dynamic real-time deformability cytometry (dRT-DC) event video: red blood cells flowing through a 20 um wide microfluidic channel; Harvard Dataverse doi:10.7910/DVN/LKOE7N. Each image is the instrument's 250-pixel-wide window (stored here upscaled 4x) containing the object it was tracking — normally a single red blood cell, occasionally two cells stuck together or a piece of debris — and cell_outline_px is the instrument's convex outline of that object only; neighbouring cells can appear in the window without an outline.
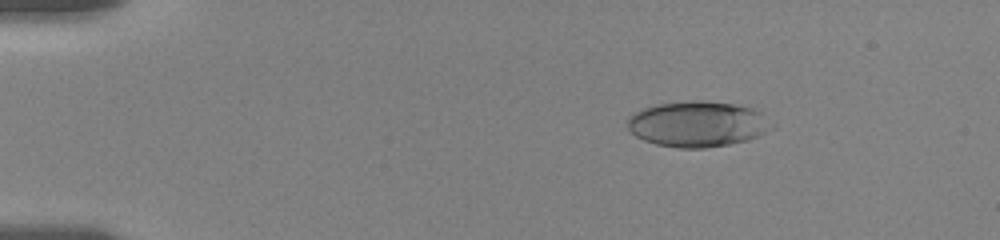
{"species": "human", "species_latin": "Homo sapiens", "temperature_condition": "room temperature", "stored_images_in_passage": 12, "camera_frame_rate_fps": 3000, "um_per_image_px": 0.085, "donor": {"sex": "female"}, "frame": {"image": 1, "passage_image": 3, "time_ms": 2.333, "image_size_px": [1000, 240], "cell_outline_px": [[776, 128], [760, 136], [748, 140], [728, 144], [704, 148], [680, 148], [656, 144], [644, 140], [636, 136], [628, 128], [628, 116], [652, 104], [692, 100], [700, 100], [736, 104], [752, 108], [760, 112], [776, 124]], "centroid_in_image_um": [59.35, 10.53], "position_along_channel_um": 25.6, "area_um2": 38.84}}
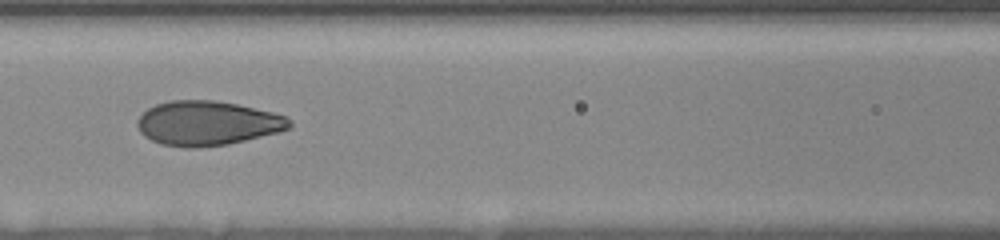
{"frame": {"image": 2, "passage_image": 8, "time_ms": 8.0, "image_size_px": [1000, 240], "cell_outline_px": [[292, 124], [288, 128], [280, 132], [228, 144], [196, 148], [188, 148], [160, 144], [144, 136], [140, 132], [136, 124], [136, 120], [148, 108], [156, 104], [172, 100], [216, 100], [236, 104], [272, 112], [288, 116], [292, 120]], "centroid_in_image_um": [17.63, 10.47], "position_along_channel_um": 149.0, "area_um2": 39.59}}
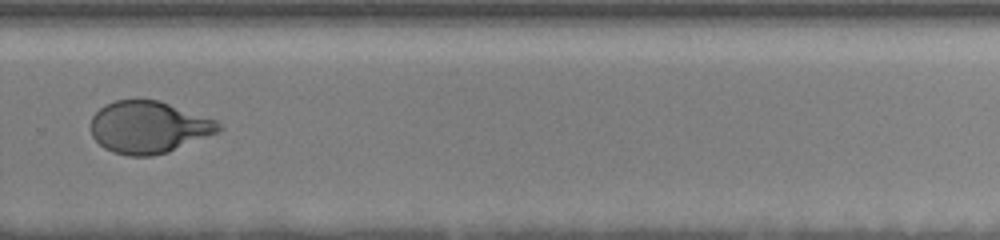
{"frame": {"image": 3, "passage_image": 12, "time_ms": 12.667, "image_size_px": [1000, 240], "cell_outline_px": [[224, 128], [220, 132], [168, 152], [152, 156], [128, 156], [112, 152], [104, 148], [92, 136], [88, 124], [92, 116], [104, 104], [116, 100], [160, 100], [216, 120]], "centroid_in_image_um": [12.62, 10.82], "position_along_channel_um": 317.2, "area_um2": 39.19}}